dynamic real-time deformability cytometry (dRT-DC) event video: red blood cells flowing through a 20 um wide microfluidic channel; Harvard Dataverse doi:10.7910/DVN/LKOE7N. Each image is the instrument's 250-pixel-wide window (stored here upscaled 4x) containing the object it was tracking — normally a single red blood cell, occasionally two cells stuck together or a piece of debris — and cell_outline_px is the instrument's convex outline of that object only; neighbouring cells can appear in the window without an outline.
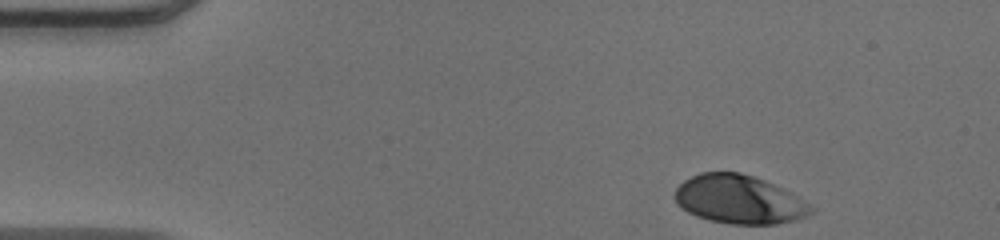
{"species": "human", "species_latin": "Homo sapiens", "temperature_condition": "warm", "stored_images_in_passage": 38, "camera_frame_rate_fps": 3000, "um_per_image_px": 0.085, "donor": {"sex": "male"}, "frame": {"image": 1, "passage_image": 1, "time_ms": 0.0, "image_size_px": [1000, 240], "cell_outline_px": [[816, 208], [812, 212], [796, 220], [776, 224], [732, 224], [708, 220], [696, 216], [688, 212], [676, 204], [672, 196], [676, 188], [684, 180], [700, 172], [740, 172], [764, 180], [796, 196]], "centroid_in_image_um": [62.77, 16.96], "position_along_channel_um": 22.2, "area_um2": 38.49}}
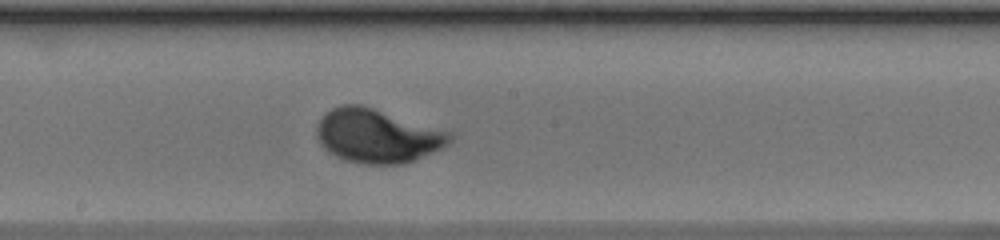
{"frame": {"image": 2, "passage_image": 22, "time_ms": 7.0, "image_size_px": [1000, 240], "cell_outline_px": [[452, 140], [444, 148], [416, 160], [404, 164], [364, 164], [344, 160], [328, 152], [320, 144], [316, 136], [316, 128], [324, 112], [340, 104], [360, 104], [452, 132]], "centroid_in_image_um": [32.07, 11.56], "position_along_channel_um": 216.1, "area_um2": 42.08}}
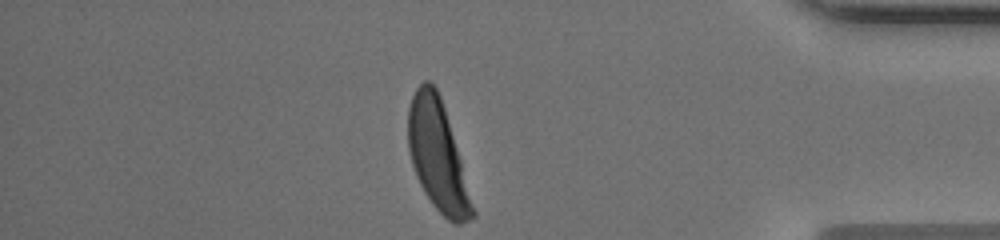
{"frame": {"image": 3, "passage_image": 38, "time_ms": 12.333, "image_size_px": [1000, 240], "cell_outline_px": [[476, 216], [460, 224], [452, 224], [432, 204], [424, 192], [416, 176], [412, 164], [408, 148], [408, 108], [412, 96], [416, 88], [424, 80], [428, 80], [436, 88], [440, 96], [444, 108], [476, 212]], "centroid_in_image_um": [37.18, 13.26], "position_along_channel_um": 398.0, "area_um2": 40.58}, "authors_computed_cell_mechanics": {"area_um2": 39.5063, "velocity_mm_per_s": 4.0319, "shape_relaxation_time_tau1_ms": 2.5474, "shape_relaxation_time_tau2_ms": null, "deformation_change_tau1": 0.1777, "deformation_change_tau2": null}}